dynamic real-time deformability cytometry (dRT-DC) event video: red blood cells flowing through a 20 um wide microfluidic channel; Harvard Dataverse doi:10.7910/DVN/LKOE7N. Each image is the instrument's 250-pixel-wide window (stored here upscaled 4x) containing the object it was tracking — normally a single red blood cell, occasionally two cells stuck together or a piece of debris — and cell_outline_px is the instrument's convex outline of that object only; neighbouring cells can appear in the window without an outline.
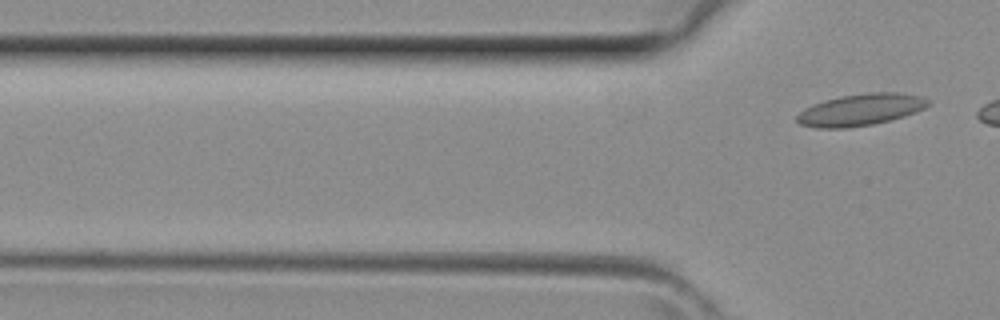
{"species": "common noctule bat (a hibernating species)", "species_latin": "Nyctalus noctula", "temperature_condition": "room temperature", "stored_images_in_passage": 4, "segment_of_instrument_passage": [2, 2], "camera_frame_rate_fps": 3000, "um_per_image_px": 0.085, "animal": {"sex": "female", "body_mass_g": 29.2, "forearm_length_mm": 56.3}, "frame": {"image": 1, "passage_image": 4, "time_ms": 1.0, "image_size_px": [1000, 320], "cell_outline_px": [[932, 104], [924, 108], [904, 116], [872, 124], [848, 128], [816, 128], [800, 124], [796, 120], [796, 116], [804, 108], [812, 104], [824, 100], [840, 96], [868, 92], [900, 92], [924, 96]], "centroid_in_image_um": [73.15, 9.31], "position_along_channel_um": 52.6, "area_um2": 24.45}}